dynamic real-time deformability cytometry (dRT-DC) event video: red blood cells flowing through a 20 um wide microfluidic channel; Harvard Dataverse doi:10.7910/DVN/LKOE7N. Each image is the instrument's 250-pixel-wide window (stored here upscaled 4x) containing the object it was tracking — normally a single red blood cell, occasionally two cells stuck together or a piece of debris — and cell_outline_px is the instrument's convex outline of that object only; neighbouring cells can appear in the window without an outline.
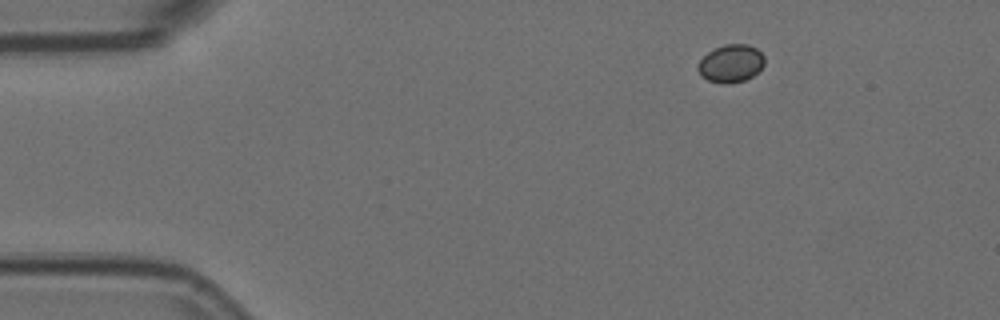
{"species": "Egyptian fruit bat (a non-hibernating species)", "species_latin": "Rousettus aegyptiacus", "temperature_condition": "room temperature", "stored_images_in_passage": 14, "camera_frame_rate_fps": 3000, "um_per_image_px": 0.085, "animal": {"sex": "female"}, "frame": {"image": 1, "passage_image": 1, "time_ms": 0.0, "image_size_px": [1000, 320], "cell_outline_px": [[764, 64], [752, 76], [744, 80], [728, 84], [724, 84], [708, 80], [700, 76], [696, 68], [700, 60], [708, 52], [724, 44], [748, 44], [756, 48], [764, 56]], "centroid_in_image_um": [62.1, 5.4], "position_along_channel_um": 22.9, "area_um2": 14.62}}
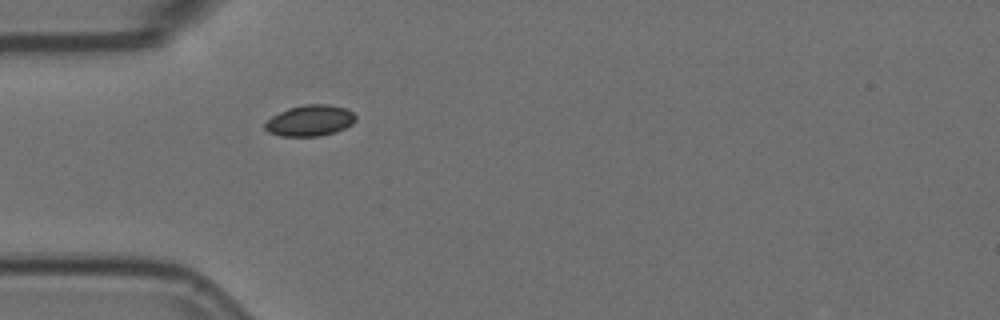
{"frame": {"image": 2, "passage_image": 10, "time_ms": 3.0, "image_size_px": [1000, 320], "cell_outline_px": [[356, 120], [352, 124], [336, 132], [320, 136], [280, 136], [268, 132], [264, 128], [264, 124], [272, 116], [288, 108], [304, 104], [328, 104], [344, 108], [352, 112], [356, 116]], "centroid_in_image_um": [26.34, 10.25], "position_along_channel_um": 58.7, "area_um2": 16.42}}
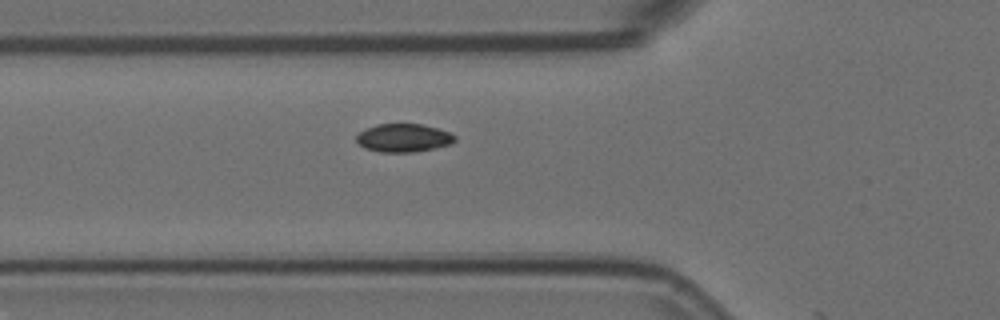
{"frame": {"image": 3, "passage_image": 13, "time_ms": 4.0, "image_size_px": [1000, 320], "cell_outline_px": [[456, 140], [448, 144], [436, 148], [416, 152], [380, 152], [364, 148], [356, 140], [356, 136], [360, 132], [376, 124], [420, 124], [436, 128], [448, 132], [456, 136]], "centroid_in_image_um": [34.29, 11.73], "position_along_channel_um": 91.5, "area_um2": 16.07}}